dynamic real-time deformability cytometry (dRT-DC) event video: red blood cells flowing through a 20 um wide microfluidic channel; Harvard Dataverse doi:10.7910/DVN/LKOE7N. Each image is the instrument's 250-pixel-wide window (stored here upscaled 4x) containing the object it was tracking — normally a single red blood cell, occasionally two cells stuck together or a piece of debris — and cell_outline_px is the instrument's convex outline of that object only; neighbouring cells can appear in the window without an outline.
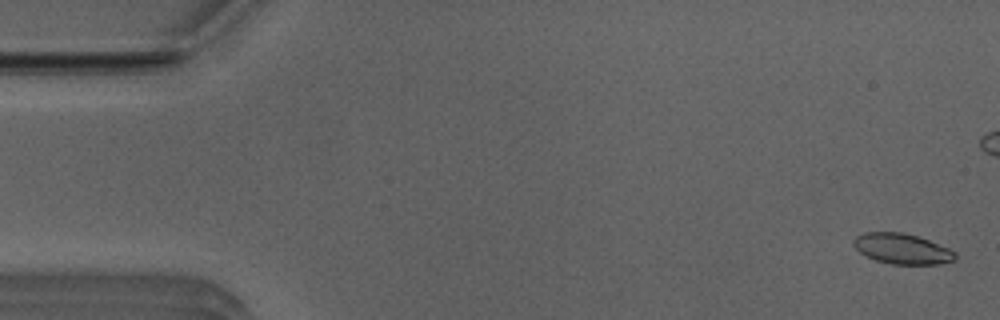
{"species": "Egyptian fruit bat (a non-hibernating species)", "species_latin": "Rousettus aegyptiacus", "temperature_condition": "room temperature", "stored_images_in_passage": 53, "camera_frame_rate_fps": 3000, "um_per_image_px": 0.085, "animal": {"sex": "male"}, "frame": {"image": 1, "passage_image": 2, "time_ms": 0.333, "image_size_px": [1000, 320], "cell_outline_px": [[956, 260], [936, 264], [892, 264], [876, 260], [860, 252], [852, 244], [852, 240], [856, 236], [864, 232], [904, 232], [928, 240], [948, 248], [956, 252]], "centroid_in_image_um": [76.67, 21.14], "position_along_channel_um": 8.3, "area_um2": 17.92}}
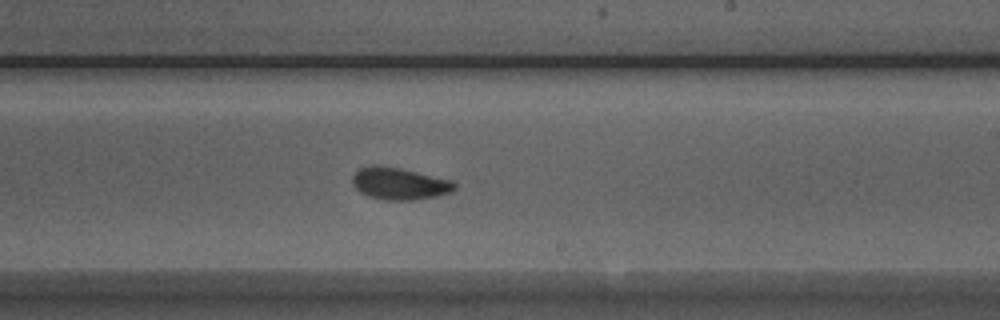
{"frame": {"image": 2, "passage_image": 31, "time_ms": 10.0, "image_size_px": [1000, 320], "cell_outline_px": [[456, 188], [452, 192], [436, 196], [416, 200], [384, 200], [368, 196], [360, 192], [352, 184], [352, 176], [360, 168], [372, 164], [376, 164], [400, 168], [452, 180], [456, 184]], "centroid_in_image_um": [33.94, 15.6], "position_along_channel_um": 255.1, "area_um2": 19.25}}
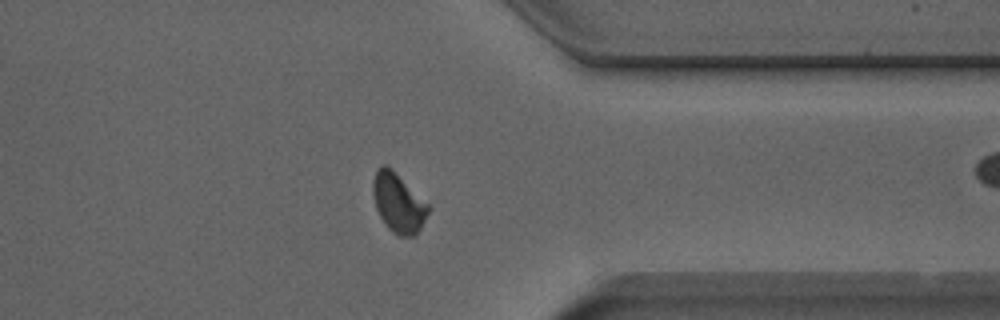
{"frame": {"image": 3, "passage_image": 41, "time_ms": 13.333, "image_size_px": [1000, 320], "cell_outline_px": [[432, 208], [416, 236], [400, 236], [392, 232], [388, 228], [380, 216], [376, 208], [372, 192], [372, 180], [376, 168], [380, 164], [384, 164], [428, 204]], "centroid_in_image_um": [33.84, 17.28], "position_along_channel_um": 377.6, "area_um2": 18.84}, "authors_computed_cell_mechanics": {"area_um2": 18.6694, "velocity_mm_per_s": 3.9326, "shape_relaxation_time_tau1_ms": 4.8205, "shape_relaxation_time_tau2_ms": 1.4483, "deformation_change_tau1": 0.1244, "deformation_change_tau2": 0.0663}}